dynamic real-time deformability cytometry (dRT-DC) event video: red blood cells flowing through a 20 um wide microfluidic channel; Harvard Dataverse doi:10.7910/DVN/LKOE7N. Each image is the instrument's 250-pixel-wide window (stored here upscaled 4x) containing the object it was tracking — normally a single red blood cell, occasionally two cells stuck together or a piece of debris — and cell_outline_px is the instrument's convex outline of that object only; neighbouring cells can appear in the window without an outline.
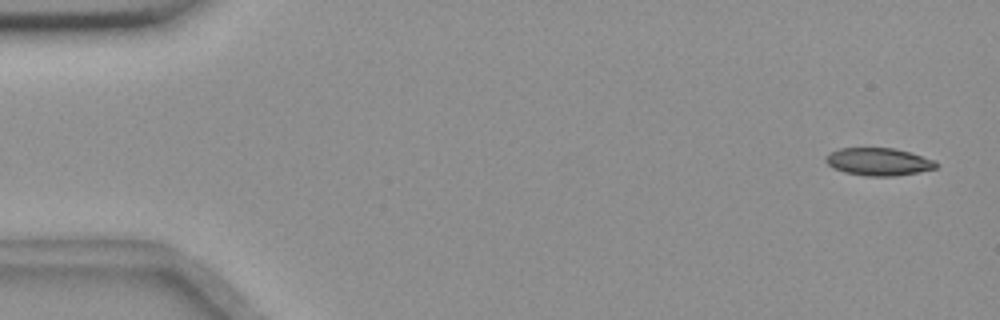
{"species": "common noctule bat (a hibernating species)", "species_latin": "Nyctalus noctula", "temperature_condition": "room temperature", "stored_images_in_passage": 5, "camera_frame_rate_fps": 3000, "um_per_image_px": 0.085, "animal": {"sex": "female", "body_mass_g": 18.4}, "frame": {"image": 1, "passage_image": 1, "time_ms": 0.0, "image_size_px": [1000, 320], "cell_outline_px": [[936, 168], [896, 176], [864, 176], [844, 172], [832, 168], [824, 160], [828, 152], [840, 148], [892, 148], [908, 152], [936, 160]], "centroid_in_image_um": [74.62, 13.75], "position_along_channel_um": 10.4, "area_um2": 17.74}}
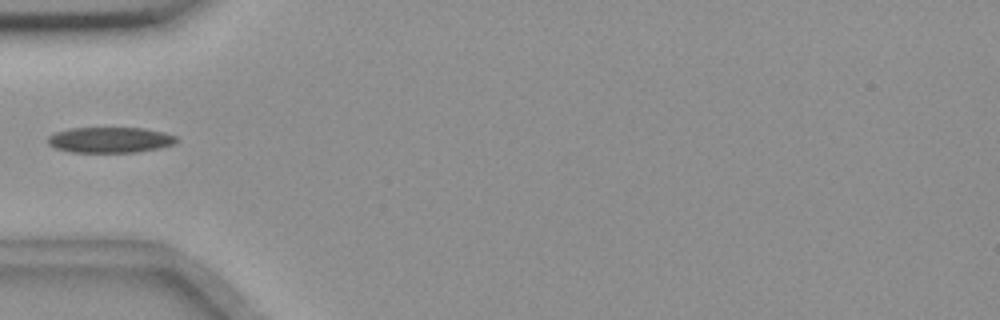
{"frame": {"image": 2, "passage_image": 5, "time_ms": 5.333, "image_size_px": [1000, 320], "cell_outline_px": [[180, 140], [176, 144], [160, 148], [136, 152], [72, 152], [52, 148], [48, 144], [48, 136], [56, 132], [72, 128], [144, 128], [164, 132], [176, 136]], "centroid_in_image_um": [9.39, 11.89], "position_along_channel_um": 75.6, "area_um2": 19.42}}